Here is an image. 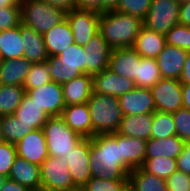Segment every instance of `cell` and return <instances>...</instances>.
I'll use <instances>...</instances> for the list:
<instances>
[{"instance_id":"13","label":"cell","mask_w":190,"mask_h":191,"mask_svg":"<svg viewBox=\"0 0 190 191\" xmlns=\"http://www.w3.org/2000/svg\"><path fill=\"white\" fill-rule=\"evenodd\" d=\"M123 116L154 113L156 106L148 88L135 87L118 97Z\"/></svg>"},{"instance_id":"24","label":"cell","mask_w":190,"mask_h":191,"mask_svg":"<svg viewBox=\"0 0 190 191\" xmlns=\"http://www.w3.org/2000/svg\"><path fill=\"white\" fill-rule=\"evenodd\" d=\"M146 142L138 137L120 134L121 163L129 171L142 166L146 154Z\"/></svg>"},{"instance_id":"57","label":"cell","mask_w":190,"mask_h":191,"mask_svg":"<svg viewBox=\"0 0 190 191\" xmlns=\"http://www.w3.org/2000/svg\"><path fill=\"white\" fill-rule=\"evenodd\" d=\"M178 3H184V2H188V1H190V0H176Z\"/></svg>"},{"instance_id":"17","label":"cell","mask_w":190,"mask_h":191,"mask_svg":"<svg viewBox=\"0 0 190 191\" xmlns=\"http://www.w3.org/2000/svg\"><path fill=\"white\" fill-rule=\"evenodd\" d=\"M86 51V74L95 75L109 67L112 48L98 33L83 46Z\"/></svg>"},{"instance_id":"48","label":"cell","mask_w":190,"mask_h":191,"mask_svg":"<svg viewBox=\"0 0 190 191\" xmlns=\"http://www.w3.org/2000/svg\"><path fill=\"white\" fill-rule=\"evenodd\" d=\"M179 24L190 27V1L180 4Z\"/></svg>"},{"instance_id":"34","label":"cell","mask_w":190,"mask_h":191,"mask_svg":"<svg viewBox=\"0 0 190 191\" xmlns=\"http://www.w3.org/2000/svg\"><path fill=\"white\" fill-rule=\"evenodd\" d=\"M161 79V73L154 58L142 57L138 70V77L135 79L136 87L152 88Z\"/></svg>"},{"instance_id":"28","label":"cell","mask_w":190,"mask_h":191,"mask_svg":"<svg viewBox=\"0 0 190 191\" xmlns=\"http://www.w3.org/2000/svg\"><path fill=\"white\" fill-rule=\"evenodd\" d=\"M153 113L123 116L118 133L148 141L151 136Z\"/></svg>"},{"instance_id":"50","label":"cell","mask_w":190,"mask_h":191,"mask_svg":"<svg viewBox=\"0 0 190 191\" xmlns=\"http://www.w3.org/2000/svg\"><path fill=\"white\" fill-rule=\"evenodd\" d=\"M179 81L181 84H190V52L184 63Z\"/></svg>"},{"instance_id":"43","label":"cell","mask_w":190,"mask_h":191,"mask_svg":"<svg viewBox=\"0 0 190 191\" xmlns=\"http://www.w3.org/2000/svg\"><path fill=\"white\" fill-rule=\"evenodd\" d=\"M21 23L20 6L0 8V31L19 26Z\"/></svg>"},{"instance_id":"35","label":"cell","mask_w":190,"mask_h":191,"mask_svg":"<svg viewBox=\"0 0 190 191\" xmlns=\"http://www.w3.org/2000/svg\"><path fill=\"white\" fill-rule=\"evenodd\" d=\"M176 159L165 156L144 158L141 168L150 174L166 180L177 171Z\"/></svg>"},{"instance_id":"29","label":"cell","mask_w":190,"mask_h":191,"mask_svg":"<svg viewBox=\"0 0 190 191\" xmlns=\"http://www.w3.org/2000/svg\"><path fill=\"white\" fill-rule=\"evenodd\" d=\"M13 115L19 119V122L26 126H32L33 129H42L50 117L26 94L23 96L21 104Z\"/></svg>"},{"instance_id":"47","label":"cell","mask_w":190,"mask_h":191,"mask_svg":"<svg viewBox=\"0 0 190 191\" xmlns=\"http://www.w3.org/2000/svg\"><path fill=\"white\" fill-rule=\"evenodd\" d=\"M41 1L46 2L52 6H55L58 9L64 10L65 12H69L77 8L78 0H41Z\"/></svg>"},{"instance_id":"20","label":"cell","mask_w":190,"mask_h":191,"mask_svg":"<svg viewBox=\"0 0 190 191\" xmlns=\"http://www.w3.org/2000/svg\"><path fill=\"white\" fill-rule=\"evenodd\" d=\"M61 117L67 126L83 138L93 137V126L87 103L65 106Z\"/></svg>"},{"instance_id":"6","label":"cell","mask_w":190,"mask_h":191,"mask_svg":"<svg viewBox=\"0 0 190 191\" xmlns=\"http://www.w3.org/2000/svg\"><path fill=\"white\" fill-rule=\"evenodd\" d=\"M49 156H66L83 137L66 125L61 116L49 117L42 128Z\"/></svg>"},{"instance_id":"8","label":"cell","mask_w":190,"mask_h":191,"mask_svg":"<svg viewBox=\"0 0 190 191\" xmlns=\"http://www.w3.org/2000/svg\"><path fill=\"white\" fill-rule=\"evenodd\" d=\"M179 14L180 3L176 0H152L143 24L144 27L165 35L179 24Z\"/></svg>"},{"instance_id":"52","label":"cell","mask_w":190,"mask_h":191,"mask_svg":"<svg viewBox=\"0 0 190 191\" xmlns=\"http://www.w3.org/2000/svg\"><path fill=\"white\" fill-rule=\"evenodd\" d=\"M119 0H102V13L107 10H115Z\"/></svg>"},{"instance_id":"1","label":"cell","mask_w":190,"mask_h":191,"mask_svg":"<svg viewBox=\"0 0 190 191\" xmlns=\"http://www.w3.org/2000/svg\"><path fill=\"white\" fill-rule=\"evenodd\" d=\"M92 177L128 180L130 171L121 163L120 133L98 134L90 138Z\"/></svg>"},{"instance_id":"38","label":"cell","mask_w":190,"mask_h":191,"mask_svg":"<svg viewBox=\"0 0 190 191\" xmlns=\"http://www.w3.org/2000/svg\"><path fill=\"white\" fill-rule=\"evenodd\" d=\"M166 44L190 52V27L177 24L165 34Z\"/></svg>"},{"instance_id":"45","label":"cell","mask_w":190,"mask_h":191,"mask_svg":"<svg viewBox=\"0 0 190 191\" xmlns=\"http://www.w3.org/2000/svg\"><path fill=\"white\" fill-rule=\"evenodd\" d=\"M177 170L190 175V141L185 142L182 153L176 159Z\"/></svg>"},{"instance_id":"3","label":"cell","mask_w":190,"mask_h":191,"mask_svg":"<svg viewBox=\"0 0 190 191\" xmlns=\"http://www.w3.org/2000/svg\"><path fill=\"white\" fill-rule=\"evenodd\" d=\"M87 104L93 126V137L98 134L118 132L123 114L117 97L93 92Z\"/></svg>"},{"instance_id":"25","label":"cell","mask_w":190,"mask_h":191,"mask_svg":"<svg viewBox=\"0 0 190 191\" xmlns=\"http://www.w3.org/2000/svg\"><path fill=\"white\" fill-rule=\"evenodd\" d=\"M32 64L26 58L0 61V84L23 87Z\"/></svg>"},{"instance_id":"51","label":"cell","mask_w":190,"mask_h":191,"mask_svg":"<svg viewBox=\"0 0 190 191\" xmlns=\"http://www.w3.org/2000/svg\"><path fill=\"white\" fill-rule=\"evenodd\" d=\"M183 108L190 110V84H182Z\"/></svg>"},{"instance_id":"4","label":"cell","mask_w":190,"mask_h":191,"mask_svg":"<svg viewBox=\"0 0 190 191\" xmlns=\"http://www.w3.org/2000/svg\"><path fill=\"white\" fill-rule=\"evenodd\" d=\"M86 51L83 46L72 44L58 56H50L47 64L52 81L64 84L86 73Z\"/></svg>"},{"instance_id":"27","label":"cell","mask_w":190,"mask_h":191,"mask_svg":"<svg viewBox=\"0 0 190 191\" xmlns=\"http://www.w3.org/2000/svg\"><path fill=\"white\" fill-rule=\"evenodd\" d=\"M185 141L181 140L177 135L167 138L155 139L150 138L146 142V154L144 158L168 157L177 159L182 153Z\"/></svg>"},{"instance_id":"42","label":"cell","mask_w":190,"mask_h":191,"mask_svg":"<svg viewBox=\"0 0 190 191\" xmlns=\"http://www.w3.org/2000/svg\"><path fill=\"white\" fill-rule=\"evenodd\" d=\"M17 156L15 144L5 141L0 143V175L4 177L9 176Z\"/></svg>"},{"instance_id":"9","label":"cell","mask_w":190,"mask_h":191,"mask_svg":"<svg viewBox=\"0 0 190 191\" xmlns=\"http://www.w3.org/2000/svg\"><path fill=\"white\" fill-rule=\"evenodd\" d=\"M150 91L156 111L174 113L183 108L182 84L179 80L161 78Z\"/></svg>"},{"instance_id":"37","label":"cell","mask_w":190,"mask_h":191,"mask_svg":"<svg viewBox=\"0 0 190 191\" xmlns=\"http://www.w3.org/2000/svg\"><path fill=\"white\" fill-rule=\"evenodd\" d=\"M52 81L47 61L40 63H33L29 73L23 84L25 91L41 87Z\"/></svg>"},{"instance_id":"41","label":"cell","mask_w":190,"mask_h":191,"mask_svg":"<svg viewBox=\"0 0 190 191\" xmlns=\"http://www.w3.org/2000/svg\"><path fill=\"white\" fill-rule=\"evenodd\" d=\"M176 135L183 141H190V110L181 108L172 113Z\"/></svg>"},{"instance_id":"55","label":"cell","mask_w":190,"mask_h":191,"mask_svg":"<svg viewBox=\"0 0 190 191\" xmlns=\"http://www.w3.org/2000/svg\"><path fill=\"white\" fill-rule=\"evenodd\" d=\"M69 191H87L84 186H77L75 188L70 189Z\"/></svg>"},{"instance_id":"33","label":"cell","mask_w":190,"mask_h":191,"mask_svg":"<svg viewBox=\"0 0 190 191\" xmlns=\"http://www.w3.org/2000/svg\"><path fill=\"white\" fill-rule=\"evenodd\" d=\"M1 128L3 140L12 144H16L34 130L32 126H26L19 122V119L14 115L1 116Z\"/></svg>"},{"instance_id":"7","label":"cell","mask_w":190,"mask_h":191,"mask_svg":"<svg viewBox=\"0 0 190 191\" xmlns=\"http://www.w3.org/2000/svg\"><path fill=\"white\" fill-rule=\"evenodd\" d=\"M41 191H69L77 187L70 175L67 161L48 156L40 165Z\"/></svg>"},{"instance_id":"36","label":"cell","mask_w":190,"mask_h":191,"mask_svg":"<svg viewBox=\"0 0 190 191\" xmlns=\"http://www.w3.org/2000/svg\"><path fill=\"white\" fill-rule=\"evenodd\" d=\"M173 135H176V129L172 113L155 111L150 138L163 139Z\"/></svg>"},{"instance_id":"21","label":"cell","mask_w":190,"mask_h":191,"mask_svg":"<svg viewBox=\"0 0 190 191\" xmlns=\"http://www.w3.org/2000/svg\"><path fill=\"white\" fill-rule=\"evenodd\" d=\"M62 89L66 106L87 103L93 93L92 75L83 73L75 79L62 84Z\"/></svg>"},{"instance_id":"11","label":"cell","mask_w":190,"mask_h":191,"mask_svg":"<svg viewBox=\"0 0 190 191\" xmlns=\"http://www.w3.org/2000/svg\"><path fill=\"white\" fill-rule=\"evenodd\" d=\"M62 160L67 161L68 169L76 186H84L91 178L90 138H83Z\"/></svg>"},{"instance_id":"12","label":"cell","mask_w":190,"mask_h":191,"mask_svg":"<svg viewBox=\"0 0 190 191\" xmlns=\"http://www.w3.org/2000/svg\"><path fill=\"white\" fill-rule=\"evenodd\" d=\"M26 95L41 107L50 117L61 116L65 103L62 85L53 81L26 91Z\"/></svg>"},{"instance_id":"5","label":"cell","mask_w":190,"mask_h":191,"mask_svg":"<svg viewBox=\"0 0 190 191\" xmlns=\"http://www.w3.org/2000/svg\"><path fill=\"white\" fill-rule=\"evenodd\" d=\"M20 8L22 23L42 35L63 22L67 14L64 10L41 0H22Z\"/></svg>"},{"instance_id":"2","label":"cell","mask_w":190,"mask_h":191,"mask_svg":"<svg viewBox=\"0 0 190 191\" xmlns=\"http://www.w3.org/2000/svg\"><path fill=\"white\" fill-rule=\"evenodd\" d=\"M143 26L141 18L116 10H107L99 18V33L112 49L133 47Z\"/></svg>"},{"instance_id":"19","label":"cell","mask_w":190,"mask_h":191,"mask_svg":"<svg viewBox=\"0 0 190 191\" xmlns=\"http://www.w3.org/2000/svg\"><path fill=\"white\" fill-rule=\"evenodd\" d=\"M8 179L15 181L31 191H41L40 166L17 156L11 167Z\"/></svg>"},{"instance_id":"30","label":"cell","mask_w":190,"mask_h":191,"mask_svg":"<svg viewBox=\"0 0 190 191\" xmlns=\"http://www.w3.org/2000/svg\"><path fill=\"white\" fill-rule=\"evenodd\" d=\"M20 25L0 31V61L23 58Z\"/></svg>"},{"instance_id":"23","label":"cell","mask_w":190,"mask_h":191,"mask_svg":"<svg viewBox=\"0 0 190 191\" xmlns=\"http://www.w3.org/2000/svg\"><path fill=\"white\" fill-rule=\"evenodd\" d=\"M43 39L49 57L60 55L62 51L75 43L74 35L67 19L45 32Z\"/></svg>"},{"instance_id":"31","label":"cell","mask_w":190,"mask_h":191,"mask_svg":"<svg viewBox=\"0 0 190 191\" xmlns=\"http://www.w3.org/2000/svg\"><path fill=\"white\" fill-rule=\"evenodd\" d=\"M128 181L132 191H168L164 179L145 172L141 167L130 171Z\"/></svg>"},{"instance_id":"39","label":"cell","mask_w":190,"mask_h":191,"mask_svg":"<svg viewBox=\"0 0 190 191\" xmlns=\"http://www.w3.org/2000/svg\"><path fill=\"white\" fill-rule=\"evenodd\" d=\"M151 3L152 0H119L115 10L143 20L148 14Z\"/></svg>"},{"instance_id":"49","label":"cell","mask_w":190,"mask_h":191,"mask_svg":"<svg viewBox=\"0 0 190 191\" xmlns=\"http://www.w3.org/2000/svg\"><path fill=\"white\" fill-rule=\"evenodd\" d=\"M1 191H31V190H29L27 187L15 181L7 179L4 185L2 186Z\"/></svg>"},{"instance_id":"14","label":"cell","mask_w":190,"mask_h":191,"mask_svg":"<svg viewBox=\"0 0 190 191\" xmlns=\"http://www.w3.org/2000/svg\"><path fill=\"white\" fill-rule=\"evenodd\" d=\"M17 155L28 162L41 165L49 156L42 129H34L15 144Z\"/></svg>"},{"instance_id":"26","label":"cell","mask_w":190,"mask_h":191,"mask_svg":"<svg viewBox=\"0 0 190 191\" xmlns=\"http://www.w3.org/2000/svg\"><path fill=\"white\" fill-rule=\"evenodd\" d=\"M165 45V35L143 26L133 48L141 57L156 59Z\"/></svg>"},{"instance_id":"16","label":"cell","mask_w":190,"mask_h":191,"mask_svg":"<svg viewBox=\"0 0 190 191\" xmlns=\"http://www.w3.org/2000/svg\"><path fill=\"white\" fill-rule=\"evenodd\" d=\"M92 78L93 92L117 98L136 87L133 80L122 77L110 69H105L93 75Z\"/></svg>"},{"instance_id":"46","label":"cell","mask_w":190,"mask_h":191,"mask_svg":"<svg viewBox=\"0 0 190 191\" xmlns=\"http://www.w3.org/2000/svg\"><path fill=\"white\" fill-rule=\"evenodd\" d=\"M77 9L102 14V0H78Z\"/></svg>"},{"instance_id":"40","label":"cell","mask_w":190,"mask_h":191,"mask_svg":"<svg viewBox=\"0 0 190 191\" xmlns=\"http://www.w3.org/2000/svg\"><path fill=\"white\" fill-rule=\"evenodd\" d=\"M128 186V180H104L92 177L84 188L87 191H124Z\"/></svg>"},{"instance_id":"58","label":"cell","mask_w":190,"mask_h":191,"mask_svg":"<svg viewBox=\"0 0 190 191\" xmlns=\"http://www.w3.org/2000/svg\"><path fill=\"white\" fill-rule=\"evenodd\" d=\"M124 191H132L131 188L128 186Z\"/></svg>"},{"instance_id":"44","label":"cell","mask_w":190,"mask_h":191,"mask_svg":"<svg viewBox=\"0 0 190 191\" xmlns=\"http://www.w3.org/2000/svg\"><path fill=\"white\" fill-rule=\"evenodd\" d=\"M168 191H190V175L177 170L166 180Z\"/></svg>"},{"instance_id":"22","label":"cell","mask_w":190,"mask_h":191,"mask_svg":"<svg viewBox=\"0 0 190 191\" xmlns=\"http://www.w3.org/2000/svg\"><path fill=\"white\" fill-rule=\"evenodd\" d=\"M20 32L24 49L23 58H26L31 63L47 61L49 55L46 50L43 35L23 23L20 24Z\"/></svg>"},{"instance_id":"32","label":"cell","mask_w":190,"mask_h":191,"mask_svg":"<svg viewBox=\"0 0 190 191\" xmlns=\"http://www.w3.org/2000/svg\"><path fill=\"white\" fill-rule=\"evenodd\" d=\"M25 94L22 86L0 84V116L13 115Z\"/></svg>"},{"instance_id":"10","label":"cell","mask_w":190,"mask_h":191,"mask_svg":"<svg viewBox=\"0 0 190 191\" xmlns=\"http://www.w3.org/2000/svg\"><path fill=\"white\" fill-rule=\"evenodd\" d=\"M100 14L93 11L73 9L66 14L67 22L74 35L75 44L85 46L99 33Z\"/></svg>"},{"instance_id":"15","label":"cell","mask_w":190,"mask_h":191,"mask_svg":"<svg viewBox=\"0 0 190 191\" xmlns=\"http://www.w3.org/2000/svg\"><path fill=\"white\" fill-rule=\"evenodd\" d=\"M141 59L142 57L133 47L112 49L108 69L122 77L135 81L136 77H138Z\"/></svg>"},{"instance_id":"56","label":"cell","mask_w":190,"mask_h":191,"mask_svg":"<svg viewBox=\"0 0 190 191\" xmlns=\"http://www.w3.org/2000/svg\"><path fill=\"white\" fill-rule=\"evenodd\" d=\"M4 142L3 136H2V128H1V116H0V143Z\"/></svg>"},{"instance_id":"54","label":"cell","mask_w":190,"mask_h":191,"mask_svg":"<svg viewBox=\"0 0 190 191\" xmlns=\"http://www.w3.org/2000/svg\"><path fill=\"white\" fill-rule=\"evenodd\" d=\"M7 179H8V177H4V176L0 175V191Z\"/></svg>"},{"instance_id":"53","label":"cell","mask_w":190,"mask_h":191,"mask_svg":"<svg viewBox=\"0 0 190 191\" xmlns=\"http://www.w3.org/2000/svg\"><path fill=\"white\" fill-rule=\"evenodd\" d=\"M22 0H0L1 7L20 6Z\"/></svg>"},{"instance_id":"18","label":"cell","mask_w":190,"mask_h":191,"mask_svg":"<svg viewBox=\"0 0 190 191\" xmlns=\"http://www.w3.org/2000/svg\"><path fill=\"white\" fill-rule=\"evenodd\" d=\"M188 53L185 49L166 44L155 59L161 78L179 80Z\"/></svg>"}]
</instances>
